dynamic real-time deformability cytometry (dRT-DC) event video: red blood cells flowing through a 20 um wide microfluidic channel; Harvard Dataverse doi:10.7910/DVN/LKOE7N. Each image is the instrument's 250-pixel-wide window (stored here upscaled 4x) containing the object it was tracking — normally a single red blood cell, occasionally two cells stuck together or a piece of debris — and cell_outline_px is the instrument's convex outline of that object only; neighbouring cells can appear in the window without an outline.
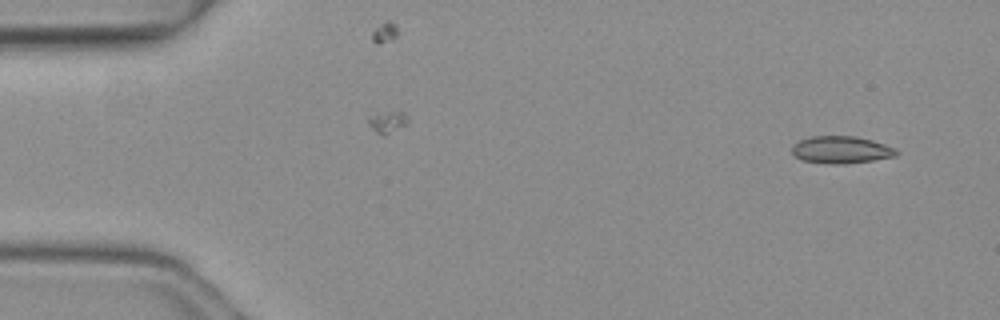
{"species": "common noctule bat (a hibernating species)", "species_latin": "Nyctalus noctula", "temperature_condition": "warm", "stored_images_in_passage": 3, "camera_frame_rate_fps": 3000, "um_per_image_px": 0.085, "animal": {"sex": "female", "body_mass_g": 19.3, "forearm_length_mm": 54.1}, "frame": {"image": 1, "passage_image": 3, "time_ms": 0.667, "image_size_px": [1000, 320], "cell_outline_px": [[900, 152], [896, 156], [872, 160], [844, 164], [832, 164], [800, 160], [792, 152], [792, 148], [800, 140], [808, 136], [856, 136], [872, 140], [896, 148]], "centroid_in_image_um": [71.52, 12.73], "position_along_channel_um": 13.5, "area_um2": 16.59}}